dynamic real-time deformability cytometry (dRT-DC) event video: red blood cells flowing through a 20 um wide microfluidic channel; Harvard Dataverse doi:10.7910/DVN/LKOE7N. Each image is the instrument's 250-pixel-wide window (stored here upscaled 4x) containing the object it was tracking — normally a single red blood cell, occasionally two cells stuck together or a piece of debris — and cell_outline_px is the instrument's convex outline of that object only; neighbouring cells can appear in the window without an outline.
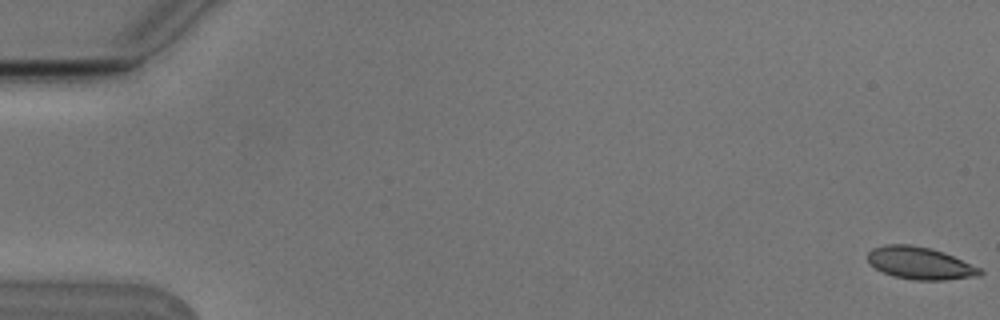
{"species": "Egyptian fruit bat (a non-hibernating species)", "species_latin": "Rousettus aegyptiacus", "temperature_condition": "cold", "stored_images_in_passage": 6, "camera_frame_rate_fps": 3000, "um_per_image_px": 0.085, "animal": {"sex": "male"}, "frame": {"image": 1, "passage_image": 1, "time_ms": 0.0, "image_size_px": [1000, 320], "cell_outline_px": [[984, 272], [980, 276], [944, 280], [912, 280], [892, 276], [876, 268], [868, 260], [868, 252], [872, 248], [884, 244], [908, 244], [932, 248], [944, 252], [980, 268]], "centroid_in_image_um": [78.21, 22.37], "position_along_channel_um": 6.8, "area_um2": 21.21}}